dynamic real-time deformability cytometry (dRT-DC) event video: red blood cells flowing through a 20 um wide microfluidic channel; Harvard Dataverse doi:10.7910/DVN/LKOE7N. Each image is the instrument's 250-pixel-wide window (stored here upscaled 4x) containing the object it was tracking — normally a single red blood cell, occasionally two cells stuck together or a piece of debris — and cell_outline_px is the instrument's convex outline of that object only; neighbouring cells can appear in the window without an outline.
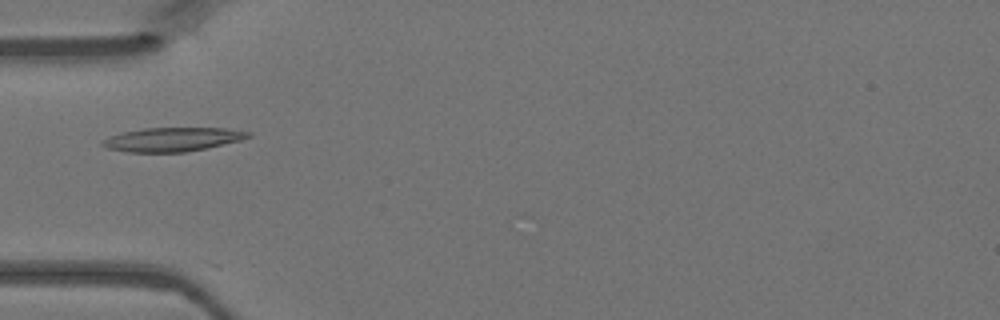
{"species": "Egyptian fruit bat (a non-hibernating species)", "species_latin": "Rousettus aegyptiacus", "temperature_condition": "warm", "stored_images_in_passage": 36, "camera_frame_rate_fps": 3000, "um_per_image_px": 0.085, "animal": {"sex": "female"}, "frame": {"image": 1, "passage_image": 4, "time_ms": 1.0, "image_size_px": [1000, 320], "cell_outline_px": [[252, 136], [240, 140], [204, 148], [184, 152], [128, 152], [108, 148], [100, 144], [104, 140], [112, 136], [124, 132], [144, 128], [224, 128], [252, 132]], "centroid_in_image_um": [14.69, 11.84], "position_along_channel_um": 70.3, "area_um2": 19.94}}
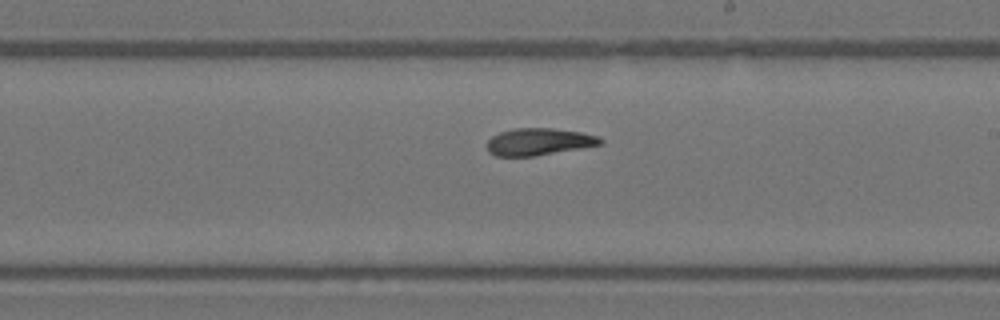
{"frame": {"image": 2, "passage_image": 16, "time_ms": 5.0, "image_size_px": [1000, 320], "cell_outline_px": [[604, 144], [536, 156], [496, 156], [488, 152], [488, 140], [492, 136], [500, 132], [512, 128], [552, 128], [580, 132], [596, 136], [604, 140]], "centroid_in_image_um": [45.8, 12.05], "position_along_channel_um": 243.2, "area_um2": 17.92}}
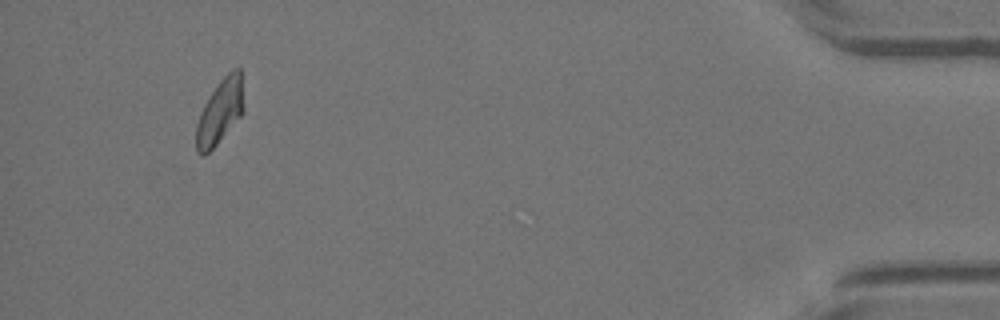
{"frame": {"image": 3, "passage_image": 33, "time_ms": 10.667, "image_size_px": [1000, 320], "cell_outline_px": [[244, 112], [216, 144], [204, 156], [196, 152], [196, 124], [200, 112], [204, 104], [220, 80], [232, 68], [240, 68], [244, 108]], "centroid_in_image_um": [18.69, 9.48], "position_along_channel_um": 416.5, "area_um2": 17.74}}